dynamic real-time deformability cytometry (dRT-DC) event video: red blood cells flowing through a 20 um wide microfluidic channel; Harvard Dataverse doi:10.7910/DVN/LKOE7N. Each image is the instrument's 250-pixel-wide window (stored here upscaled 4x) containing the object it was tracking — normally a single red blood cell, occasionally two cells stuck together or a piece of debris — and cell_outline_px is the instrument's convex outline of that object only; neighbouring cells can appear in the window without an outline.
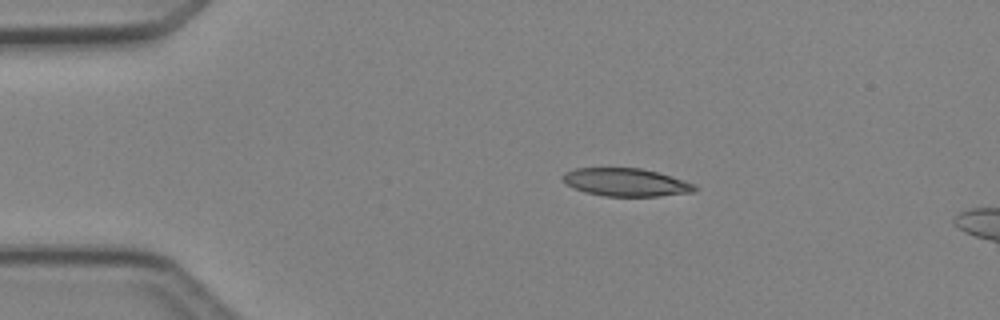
{"species": "Egyptian fruit bat (a non-hibernating species)", "species_latin": "Rousettus aegyptiacus", "temperature_condition": "cold", "stored_images_in_passage": 2, "camera_frame_rate_fps": 3000, "um_per_image_px": 0.085, "animal": {"sex": "female"}, "frame": {"image": 1, "passage_image": 1, "time_ms": 0.0, "image_size_px": [1000, 320], "cell_outline_px": [[700, 188], [696, 192], [660, 196], [604, 196], [584, 192], [568, 184], [560, 176], [564, 172], [576, 168], [640, 168], [656, 172], [684, 180], [696, 184]], "centroid_in_image_um": [53.25, 15.5], "position_along_channel_um": 31.7, "area_um2": 21.56}}